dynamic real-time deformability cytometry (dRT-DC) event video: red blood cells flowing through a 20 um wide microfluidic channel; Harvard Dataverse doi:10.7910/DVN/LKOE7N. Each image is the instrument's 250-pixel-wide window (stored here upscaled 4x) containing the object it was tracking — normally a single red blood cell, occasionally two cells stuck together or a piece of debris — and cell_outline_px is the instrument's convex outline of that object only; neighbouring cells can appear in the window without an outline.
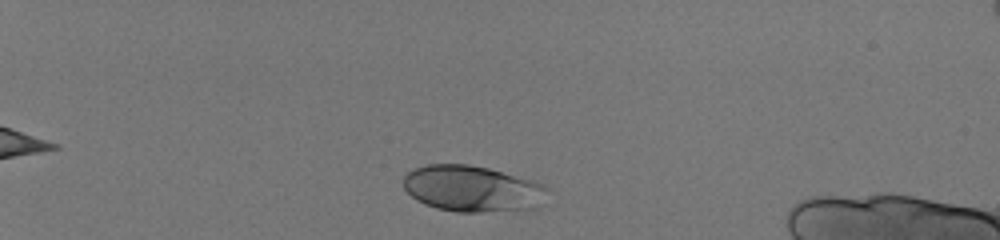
{"species": "human", "species_latin": "Homo sapiens", "temperature_condition": "room temperature", "stored_images_in_passage": 35, "camera_frame_rate_fps": 3000, "um_per_image_px": 0.085, "donor": {"sex": "male"}, "frame": {"image": 1, "passage_image": 1, "time_ms": 0.0, "image_size_px": [1000, 240], "cell_outline_px": [[548, 188], [536, 208], [480, 212], [456, 212], [436, 208], [424, 204], [416, 200], [404, 188], [404, 176], [408, 172], [416, 168], [428, 164], [468, 164], [488, 168], [532, 180]], "centroid_in_image_um": [40.09, 16.04], "position_along_channel_um": 44.9, "area_um2": 38.38}}
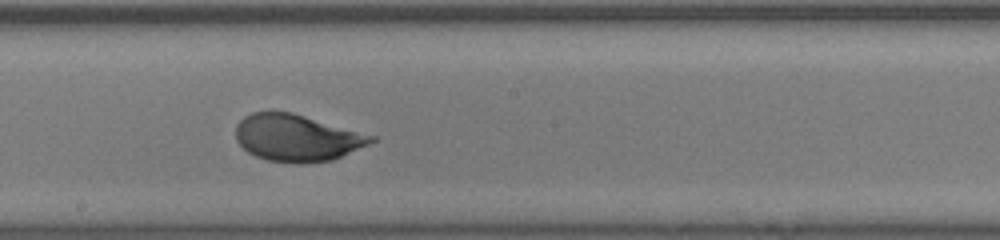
{"frame": {"image": 2, "passage_image": 20, "time_ms": 6.333, "image_size_px": [1000, 240], "cell_outline_px": [[376, 140], [368, 144], [332, 160], [300, 164], [268, 160], [256, 156], [248, 152], [236, 140], [236, 124], [244, 116], [252, 112], [292, 112], [376, 136]], "centroid_in_image_um": [25.22, 11.71], "position_along_channel_um": 223.0, "area_um2": 36.76}}
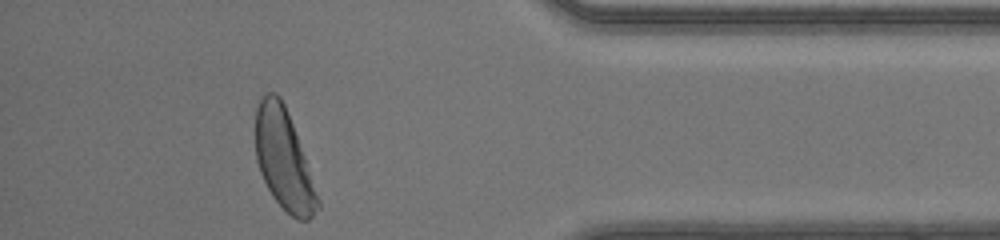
{"frame": {"image": 3, "passage_image": 35, "time_ms": 11.333, "image_size_px": [1000, 240], "cell_outline_px": [[320, 208], [308, 220], [296, 220], [272, 196], [260, 172], [256, 160], [256, 104], [260, 96], [264, 92], [276, 92], [280, 96], [284, 104], [292, 124], [304, 156], [320, 200]], "centroid_in_image_um": [24.1, 13.54], "position_along_channel_um": 411.1, "area_um2": 35.95}, "authors_computed_cell_mechanics": {"area_um2": 36.7608, "velocity_mm_per_s": 4.1425, "shape_relaxation_time_tau1_ms": 2.1159, "shape_relaxation_time_tau2_ms": null, "deformation_change_tau1": 0.1639, "deformation_change_tau2": null}}